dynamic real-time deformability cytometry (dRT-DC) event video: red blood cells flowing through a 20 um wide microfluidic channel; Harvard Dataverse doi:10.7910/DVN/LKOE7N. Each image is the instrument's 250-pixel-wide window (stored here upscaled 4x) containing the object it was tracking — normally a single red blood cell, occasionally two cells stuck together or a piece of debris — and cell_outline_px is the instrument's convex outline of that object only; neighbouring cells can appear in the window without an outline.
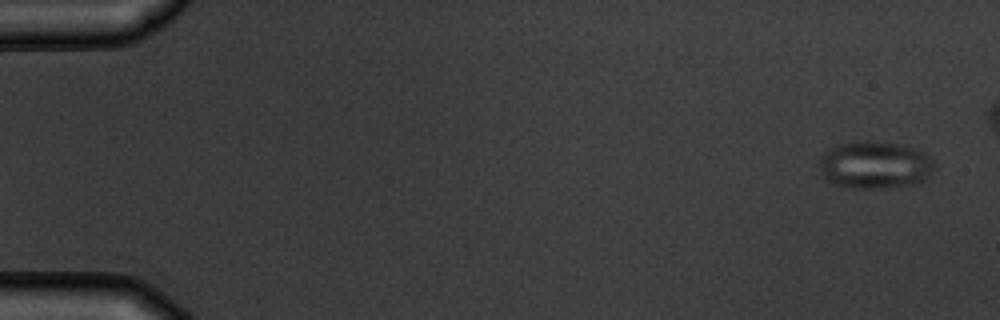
{"species": "common noctule bat (a hibernating species)", "species_latin": "Nyctalus noctula", "temperature_condition": "warm", "stored_images_in_passage": 6, "camera_frame_rate_fps": 3000, "um_per_image_px": 0.085, "animal": {"sex": "male", "body_mass_g": 19.5, "forearm_length_mm": 54.6}, "frame": {"image": 1, "passage_image": 1, "time_ms": 0.0, "image_size_px": [1000, 320], "cell_outline_px": [[932, 168], [928, 176], [920, 184], [892, 188], [852, 188], [836, 184], [828, 180], [820, 172], [820, 156], [828, 148], [852, 140], [880, 140], [912, 148], [924, 152], [928, 156], [932, 164]], "centroid_in_image_um": [74.33, 14.01], "position_along_channel_um": 10.7, "area_um2": 32.08}}